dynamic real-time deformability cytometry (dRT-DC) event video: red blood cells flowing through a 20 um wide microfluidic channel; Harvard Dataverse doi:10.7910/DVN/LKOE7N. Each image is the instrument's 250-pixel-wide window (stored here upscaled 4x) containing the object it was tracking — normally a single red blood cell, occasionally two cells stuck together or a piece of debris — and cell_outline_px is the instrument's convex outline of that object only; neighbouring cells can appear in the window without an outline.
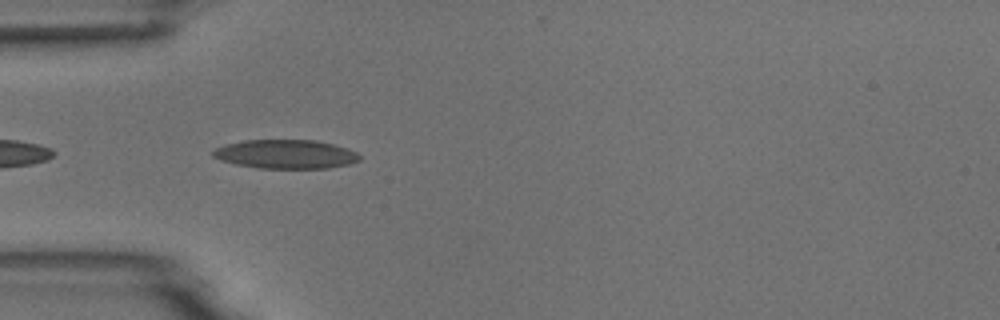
{"species": "common noctule bat (a hibernating species)", "species_latin": "Nyctalus noctula", "temperature_condition": "room temperature", "stored_images_in_passage": 5, "camera_frame_rate_fps": 3000, "um_per_image_px": 0.085, "animal": {"sex": "male", "body_mass_g": 18.8}, "frame": {"image": 1, "passage_image": 2, "time_ms": 0.333, "image_size_px": [1000, 320], "cell_outline_px": [[360, 160], [352, 164], [328, 168], [256, 168], [236, 164], [220, 160], [212, 156], [212, 152], [216, 148], [224, 144], [244, 140], [316, 140], [348, 148], [356, 152], [360, 156]], "centroid_in_image_um": [24.29, 13.1], "position_along_channel_um": 60.7, "area_um2": 24.85}}